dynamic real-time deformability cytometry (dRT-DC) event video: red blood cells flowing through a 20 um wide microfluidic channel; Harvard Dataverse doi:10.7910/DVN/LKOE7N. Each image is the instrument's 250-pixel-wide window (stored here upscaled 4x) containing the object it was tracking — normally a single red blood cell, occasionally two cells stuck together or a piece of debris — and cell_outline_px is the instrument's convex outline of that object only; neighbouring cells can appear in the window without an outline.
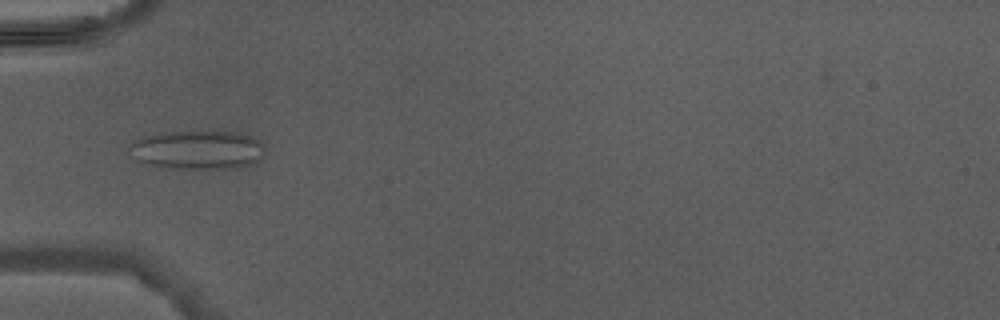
{"species": "Egyptian fruit bat (a non-hibernating species)", "species_latin": "Rousettus aegyptiacus", "temperature_condition": "warm", "stored_images_in_passage": 5, "camera_frame_rate_fps": 3000, "um_per_image_px": 0.085, "animal": {"sex": "male"}, "frame": {"image": 1, "passage_image": 5, "time_ms": 5.0, "image_size_px": [1000, 320], "cell_outline_px": [[264, 156], [256, 164], [244, 168], [172, 168], [152, 164], [140, 160], [132, 144], [136, 140], [144, 136], [164, 132], [236, 132], [252, 136], [260, 140], [264, 144]], "centroid_in_image_um": [17.0, 12.74], "position_along_channel_um": 68.0, "area_um2": 30.17}}